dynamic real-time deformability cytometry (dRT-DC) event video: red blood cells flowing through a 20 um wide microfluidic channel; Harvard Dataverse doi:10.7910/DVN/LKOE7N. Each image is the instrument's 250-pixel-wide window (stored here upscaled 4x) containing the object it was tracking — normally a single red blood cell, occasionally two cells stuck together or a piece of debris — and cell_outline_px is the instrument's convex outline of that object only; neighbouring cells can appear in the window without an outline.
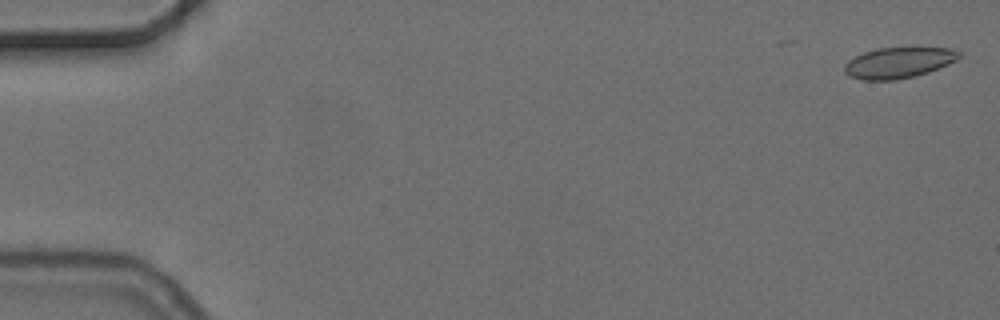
{"species": "common noctule bat (a hibernating species)", "species_latin": "Nyctalus noctula", "temperature_condition": "cold", "stored_images_in_passage": 4, "camera_frame_rate_fps": 3000, "um_per_image_px": 0.085, "animal": {"sex": "female", "body_mass_g": 24.6, "forearm_length_mm": 56.2}, "frame": {"image": 1, "passage_image": 1, "time_ms": 0.0, "image_size_px": [1000, 320], "cell_outline_px": [[960, 56], [956, 60], [948, 64], [928, 72], [896, 80], [864, 80], [848, 76], [844, 72], [844, 64], [848, 60], [864, 52], [876, 48], [952, 48], [960, 52]], "centroid_in_image_um": [76.34, 5.33], "position_along_channel_um": 8.7, "area_um2": 20.46}}